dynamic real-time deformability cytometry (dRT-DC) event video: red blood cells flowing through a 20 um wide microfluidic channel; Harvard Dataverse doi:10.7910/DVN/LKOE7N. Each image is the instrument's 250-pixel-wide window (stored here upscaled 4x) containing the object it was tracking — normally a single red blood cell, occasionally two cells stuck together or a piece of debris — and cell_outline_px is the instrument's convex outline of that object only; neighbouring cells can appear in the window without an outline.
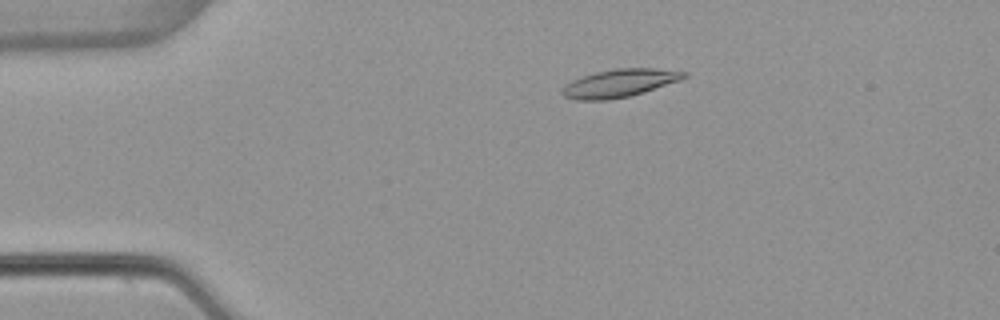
{"species": "common noctule bat (a hibernating species)", "species_latin": "Nyctalus noctula", "temperature_condition": "warm", "stored_images_in_passage": 46, "camera_frame_rate_fps": 3000, "um_per_image_px": 0.085, "animal": {"sex": "female", "body_mass_g": 22.7, "forearm_length_mm": 54.2}, "frame": {"image": 1, "passage_image": 3, "time_ms": 0.667, "image_size_px": [1000, 320], "cell_outline_px": [[688, 76], [680, 80], [644, 92], [628, 96], [608, 100], [576, 100], [564, 96], [560, 92], [572, 80], [596, 72], [616, 68], [656, 68], [688, 72]], "centroid_in_image_um": [52.69, 7.06], "position_along_channel_um": 32.3, "area_um2": 19.65}}
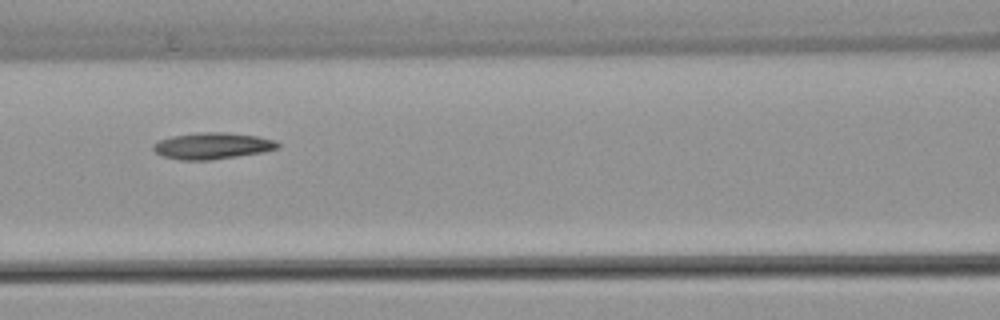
{"frame": {"image": 2, "passage_image": 16, "time_ms": 5.0, "image_size_px": [1000, 320], "cell_outline_px": [[280, 148], [264, 152], [212, 160], [180, 160], [164, 156], [156, 152], [152, 148], [152, 144], [160, 140], [172, 136], [200, 132], [224, 132], [256, 136], [276, 140], [280, 144]], "centroid_in_image_um": [18.08, 12.4], "position_along_channel_um": 148.5, "area_um2": 19.25}}
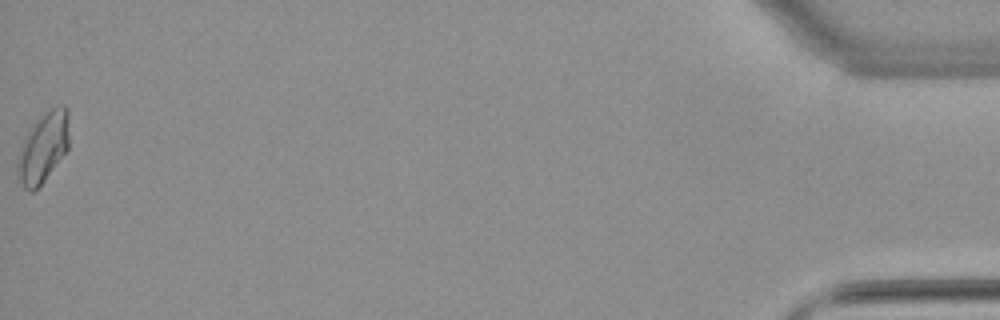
{"frame": {"image": 3, "passage_image": 46, "time_ms": 15.0, "image_size_px": [1000, 320], "cell_outline_px": [[68, 148], [44, 180], [32, 192], [28, 192], [24, 188], [16, 172], [16, 164], [20, 148], [32, 124], [44, 112], [60, 104], [64, 104], [68, 108]], "centroid_in_image_um": [3.66, 12.5], "position_along_channel_um": 431.5, "area_um2": 20.92}, "authors_computed_cell_mechanics": {"area_um2": 18.7561, "velocity_mm_per_s": 3.8352, "shape_relaxation_time_tau1_ms": null, "shape_relaxation_time_tau2_ms": 10.5429, "deformation_change_tau1": null, "deformation_change_tau2": 0.2155}}